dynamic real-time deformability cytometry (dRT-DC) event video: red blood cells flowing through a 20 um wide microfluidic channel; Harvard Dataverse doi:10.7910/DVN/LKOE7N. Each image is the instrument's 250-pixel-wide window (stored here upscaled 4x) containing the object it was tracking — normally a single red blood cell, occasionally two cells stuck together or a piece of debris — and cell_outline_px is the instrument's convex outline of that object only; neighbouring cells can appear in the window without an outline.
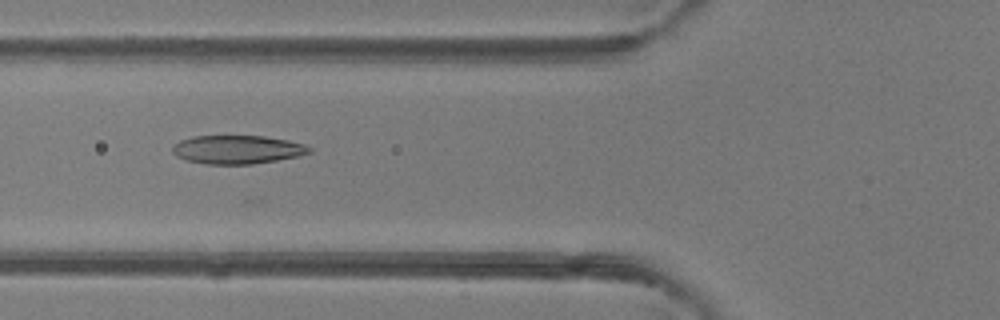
{"species": "common noctule bat (a hibernating species)", "species_latin": "Nyctalus noctula", "temperature_condition": "room temperature", "stored_images_in_passage": 36, "camera_frame_rate_fps": 3000, "um_per_image_px": 0.085, "animal": {"sex": "female"}, "frame": {"image": 1, "passage_image": 18, "time_ms": 5.667, "image_size_px": [1000, 320], "cell_outline_px": [[312, 152], [296, 156], [276, 160], [252, 164], [204, 164], [188, 160], [176, 156], [172, 152], [172, 144], [180, 140], [192, 136], [264, 136], [288, 140], [304, 144], [312, 148]], "centroid_in_image_um": [20.14, 12.7], "position_along_channel_um": 105.7, "area_um2": 22.77}}
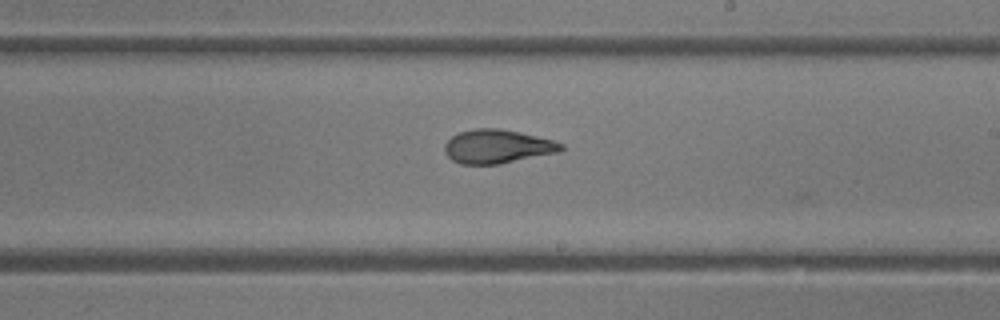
{"frame": {"image": 2, "passage_image": 28, "time_ms": 9.0, "image_size_px": [1000, 320], "cell_outline_px": [[564, 148], [556, 152], [500, 164], [460, 164], [452, 160], [444, 152], [444, 144], [452, 136], [460, 132], [476, 128], [500, 128], [520, 132], [552, 140], [564, 144]], "centroid_in_image_um": [42.23, 12.45], "position_along_channel_um": 246.8, "area_um2": 22.77}}
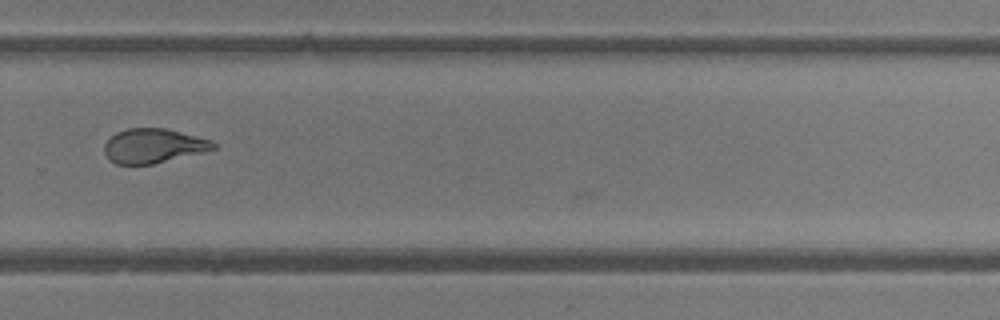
{"frame": {"image": 3, "passage_image": 33, "time_ms": 10.667, "image_size_px": [1000, 320], "cell_outline_px": [[216, 148], [152, 164], [116, 164], [108, 160], [104, 152], [104, 144], [116, 132], [128, 128], [164, 128], [212, 140], [216, 144]], "centroid_in_image_um": [12.99, 12.39], "position_along_channel_um": 316.8, "area_um2": 21.56}}